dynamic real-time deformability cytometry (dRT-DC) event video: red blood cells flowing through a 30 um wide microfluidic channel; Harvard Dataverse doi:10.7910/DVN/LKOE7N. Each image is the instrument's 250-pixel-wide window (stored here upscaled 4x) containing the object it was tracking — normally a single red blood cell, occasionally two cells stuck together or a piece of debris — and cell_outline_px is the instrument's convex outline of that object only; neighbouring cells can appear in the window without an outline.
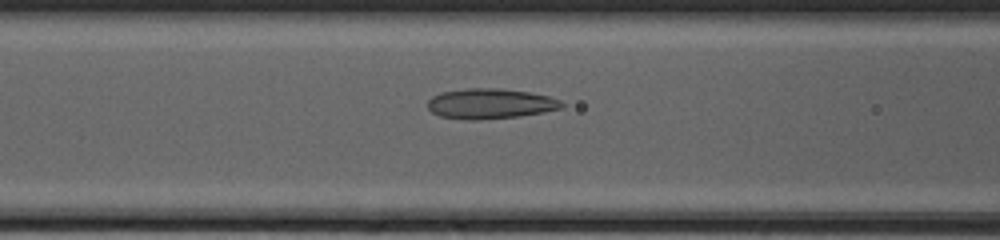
{"species": "common noctule bat (a hibernating species)", "species_latin": "Nyctalus noctula", "temperature_condition": "cold", "stored_images_in_passage": 38, "camera_frame_rate_fps": 3000, "um_per_image_px": 0.085, "animal": {"sex": "female", "body_mass_g": 20.0, "forearm_length_mm": 54.0}, "frame": {"image": 1, "passage_image": 10, "time_ms": 3.0, "image_size_px": [1000, 240], "cell_outline_px": [[564, 104], [560, 108], [520, 116], [476, 120], [468, 120], [440, 116], [432, 112], [428, 108], [428, 100], [432, 96], [440, 92], [468, 88], [492, 88], [528, 92], [548, 96], [560, 100]], "centroid_in_image_um": [41.62, 8.81], "position_along_channel_um": 125.0, "area_um2": 23.35}}
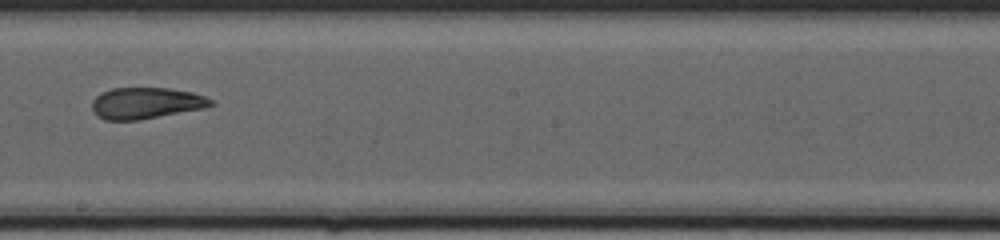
{"frame": {"image": 2, "passage_image": 18, "time_ms": 5.667, "image_size_px": [1000, 240], "cell_outline_px": [[216, 104], [204, 108], [140, 120], [104, 120], [96, 116], [92, 108], [92, 100], [100, 92], [112, 88], [168, 88], [192, 92], [204, 96], [212, 100]], "centroid_in_image_um": [12.39, 8.77], "position_along_channel_um": 235.8, "area_um2": 21.85}}
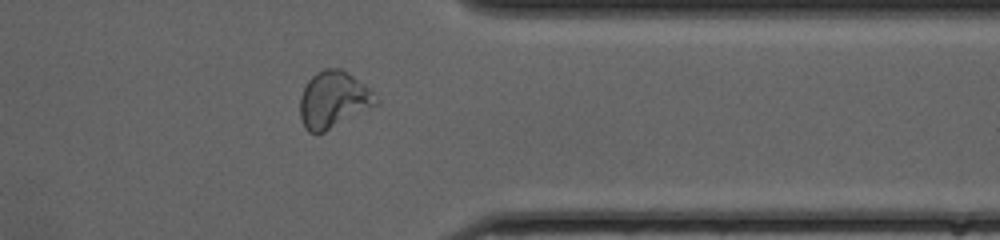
{"frame": {"image": 3, "passage_image": 29, "time_ms": 9.333, "image_size_px": [1000, 240], "cell_outline_px": [[380, 104], [324, 132], [308, 132], [304, 128], [300, 116], [300, 96], [308, 80], [316, 72], [324, 68], [340, 68], [352, 76], [368, 88], [380, 100]], "centroid_in_image_um": [28.34, 8.49], "position_along_channel_um": 383.1, "area_um2": 25.03}}